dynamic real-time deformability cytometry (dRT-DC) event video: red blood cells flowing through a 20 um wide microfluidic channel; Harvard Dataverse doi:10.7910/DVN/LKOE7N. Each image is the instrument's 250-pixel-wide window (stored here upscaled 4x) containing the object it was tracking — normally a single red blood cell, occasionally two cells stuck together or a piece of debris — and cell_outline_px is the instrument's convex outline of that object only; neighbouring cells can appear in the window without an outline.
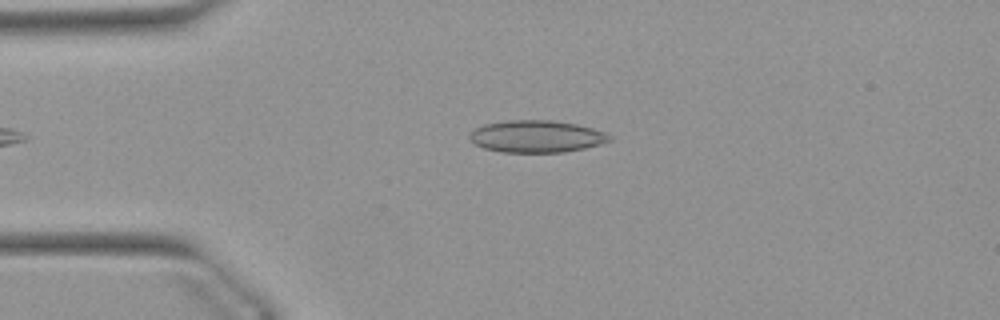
{"species": "Egyptian fruit bat (a non-hibernating species)", "species_latin": "Rousettus aegyptiacus", "temperature_condition": "warm", "stored_images_in_passage": 37, "camera_frame_rate_fps": 3000, "um_per_image_px": 0.085, "animal": {"sex": "female"}, "frame": {"image": 1, "passage_image": 2, "time_ms": 0.333, "image_size_px": [1000, 320], "cell_outline_px": [[612, 140], [600, 144], [584, 148], [564, 152], [500, 152], [484, 148], [476, 144], [468, 136], [476, 128], [484, 124], [508, 120], [552, 120], [576, 124], [592, 128], [604, 132], [612, 136]], "centroid_in_image_um": [45.62, 11.59], "position_along_channel_um": 39.4, "area_um2": 26.07}}
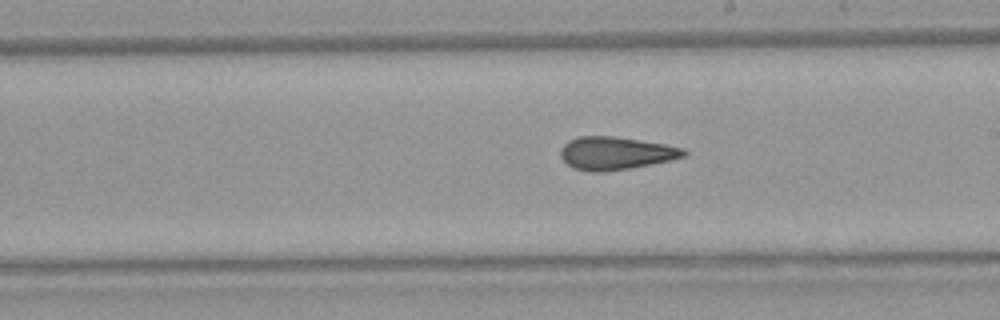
{"frame": {"image": 2, "passage_image": 19, "time_ms": 6.0, "image_size_px": [1000, 320], "cell_outline_px": [[688, 152], [684, 156], [672, 160], [628, 168], [604, 172], [592, 172], [572, 168], [560, 156], [560, 148], [568, 140], [580, 136], [612, 136], [640, 140], [664, 144], [684, 148]], "centroid_in_image_um": [52.31, 13.02], "position_along_channel_um": 236.7, "area_um2": 23.58}}
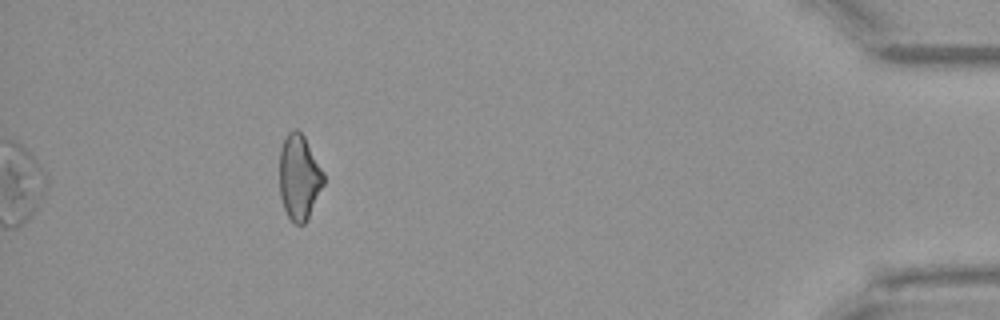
{"frame": {"image": 3, "passage_image": 37, "time_ms": 12.0, "image_size_px": [1000, 320], "cell_outline_px": [[324, 184], [304, 224], [296, 224], [288, 216], [284, 208], [280, 196], [280, 148], [288, 132], [292, 128], [296, 128], [304, 136], [324, 172]], "centroid_in_image_um": [25.42, 15.03], "position_along_channel_um": 409.8, "area_um2": 21.68}, "authors_computed_cell_mechanics": {"area_um2": 23.8714, "velocity_mm_per_s": 3.9246, "shape_relaxation_time_tau1_ms": null, "shape_relaxation_time_tau2_ms": 2.8199, "deformation_change_tau1": null, "deformation_change_tau2": 0.1103}}